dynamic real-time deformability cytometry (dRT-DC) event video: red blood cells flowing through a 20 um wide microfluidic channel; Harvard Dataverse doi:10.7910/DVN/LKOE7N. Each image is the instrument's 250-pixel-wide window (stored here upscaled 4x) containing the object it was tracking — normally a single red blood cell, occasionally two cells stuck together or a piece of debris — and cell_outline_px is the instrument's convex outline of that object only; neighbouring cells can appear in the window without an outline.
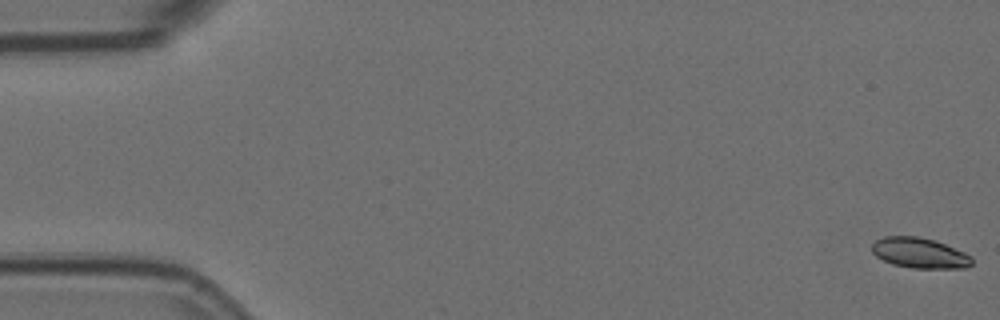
{"species": "Egyptian fruit bat (a non-hibernating species)", "species_latin": "Rousettus aegyptiacus", "temperature_condition": "room temperature", "stored_images_in_passage": 4, "camera_frame_rate_fps": 3000, "um_per_image_px": 0.085, "animal": {"sex": "female"}, "frame": {"image": 1, "passage_image": 1, "time_ms": 0.0, "image_size_px": [1000, 320], "cell_outline_px": [[972, 264], [968, 268], [912, 268], [892, 264], [876, 256], [872, 252], [872, 244], [876, 240], [884, 236], [920, 236], [944, 244], [964, 252], [972, 256]], "centroid_in_image_um": [78.17, 21.51], "position_along_channel_um": 6.8, "area_um2": 17.69}}